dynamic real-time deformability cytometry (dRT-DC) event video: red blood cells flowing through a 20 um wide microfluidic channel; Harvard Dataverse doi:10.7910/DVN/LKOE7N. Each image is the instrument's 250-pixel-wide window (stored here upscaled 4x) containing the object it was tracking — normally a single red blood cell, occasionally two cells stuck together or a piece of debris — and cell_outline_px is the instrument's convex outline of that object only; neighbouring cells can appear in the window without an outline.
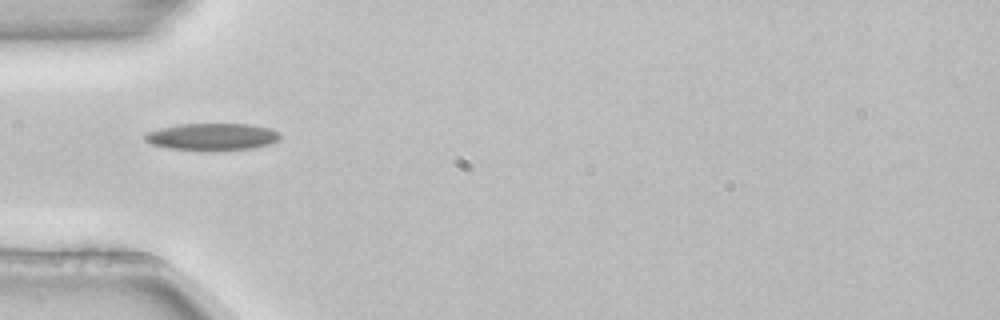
{"species": "common noctule bat (a hibernating species)", "species_latin": "Nyctalus noctula", "temperature_condition": "room temperature", "stored_images_in_passage": 5, "camera_frame_rate_fps": 3000, "um_per_image_px": 0.085, "animal": {"sex": "female", "body_mass_g": 22.7, "forearm_length_mm": 54.2}, "frame": {"image": 1, "passage_image": 4, "time_ms": 1.0, "image_size_px": [1000, 320], "cell_outline_px": [[280, 140], [268, 144], [252, 148], [168, 148], [152, 144], [144, 140], [144, 132], [160, 128], [180, 124], [252, 124], [268, 128], [280, 132]], "centroid_in_image_um": [18.03, 11.58], "position_along_channel_um": 67.0, "area_um2": 20.52}}